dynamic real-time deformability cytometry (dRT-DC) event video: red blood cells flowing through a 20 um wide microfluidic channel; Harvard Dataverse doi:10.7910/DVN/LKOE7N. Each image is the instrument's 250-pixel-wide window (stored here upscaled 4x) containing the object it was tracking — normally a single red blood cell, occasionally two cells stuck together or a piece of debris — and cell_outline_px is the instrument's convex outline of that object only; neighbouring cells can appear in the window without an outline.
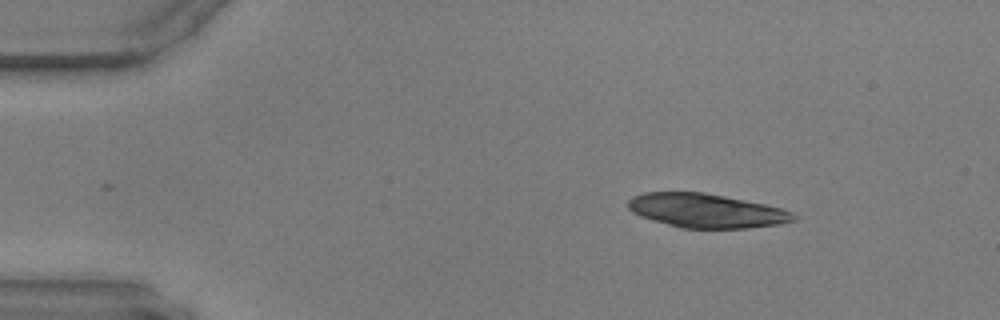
{"species": "common noctule bat (a hibernating species)", "species_latin": "Nyctalus noctula", "temperature_condition": "warm", "stored_images_in_passage": 49, "camera_frame_rate_fps": 3000, "um_per_image_px": 0.085, "animal": {"sex": "male", "body_mass_g": 17.9, "forearm_length_mm": 54.2}, "frame": {"image": 1, "passage_image": 1, "time_ms": 0.0, "image_size_px": [1000, 320], "cell_outline_px": [[796, 220], [780, 224], [748, 228], [680, 228], [640, 216], [632, 212], [628, 208], [628, 200], [632, 196], [644, 192], [704, 192], [764, 204], [780, 208], [792, 212], [796, 216]], "centroid_in_image_um": [60.01, 17.91], "position_along_channel_um": 25.0, "area_um2": 32.71}}
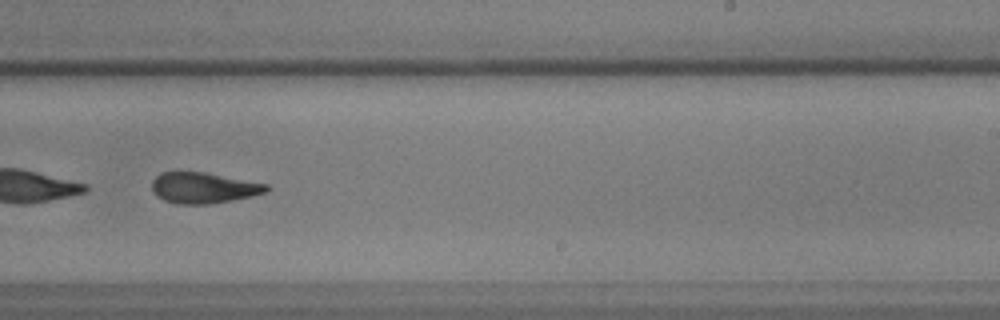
{"frame": {"image": 2, "passage_image": 29, "time_ms": 9.333, "image_size_px": [1000, 320], "cell_outline_px": [[268, 188], [264, 192], [252, 196], [232, 200], [208, 204], [176, 204], [164, 200], [152, 192], [152, 180], [160, 172], [204, 172], [268, 184]], "centroid_in_image_um": [17.26, 15.96], "position_along_channel_um": 271.7, "area_um2": 20.46}}